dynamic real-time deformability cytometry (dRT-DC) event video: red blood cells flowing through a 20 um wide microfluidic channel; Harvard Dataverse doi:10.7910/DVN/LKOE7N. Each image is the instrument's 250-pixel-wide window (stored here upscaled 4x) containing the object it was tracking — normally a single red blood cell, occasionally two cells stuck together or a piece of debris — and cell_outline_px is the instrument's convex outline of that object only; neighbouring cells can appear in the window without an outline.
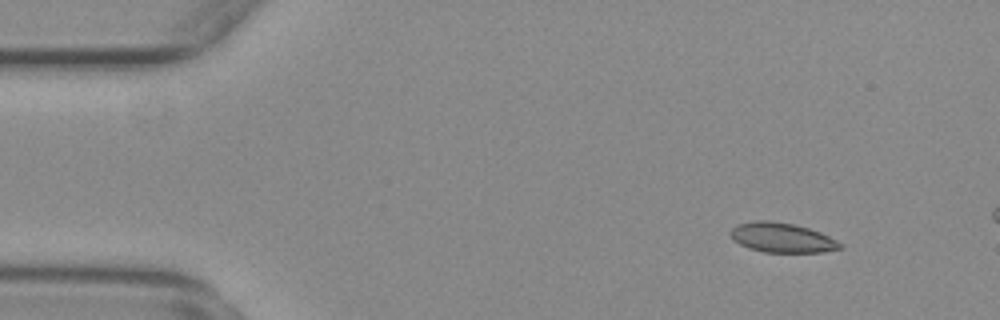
{"species": "common noctule bat (a hibernating species)", "species_latin": "Nyctalus noctula", "temperature_condition": "warm", "stored_images_in_passage": 13, "camera_frame_rate_fps": 3000, "um_per_image_px": 0.085, "animal": {"sex": "female", "body_mass_g": 29.2, "forearm_length_mm": 56.3}, "frame": {"image": 1, "passage_image": 6, "time_ms": 1.667, "image_size_px": [1000, 320], "cell_outline_px": [[844, 248], [824, 252], [764, 252], [748, 248], [732, 240], [728, 232], [736, 224], [752, 220], [772, 220], [792, 224], [808, 228], [820, 232], [844, 244]], "centroid_in_image_um": [66.44, 20.19], "position_along_channel_um": 18.6, "area_um2": 19.25}}